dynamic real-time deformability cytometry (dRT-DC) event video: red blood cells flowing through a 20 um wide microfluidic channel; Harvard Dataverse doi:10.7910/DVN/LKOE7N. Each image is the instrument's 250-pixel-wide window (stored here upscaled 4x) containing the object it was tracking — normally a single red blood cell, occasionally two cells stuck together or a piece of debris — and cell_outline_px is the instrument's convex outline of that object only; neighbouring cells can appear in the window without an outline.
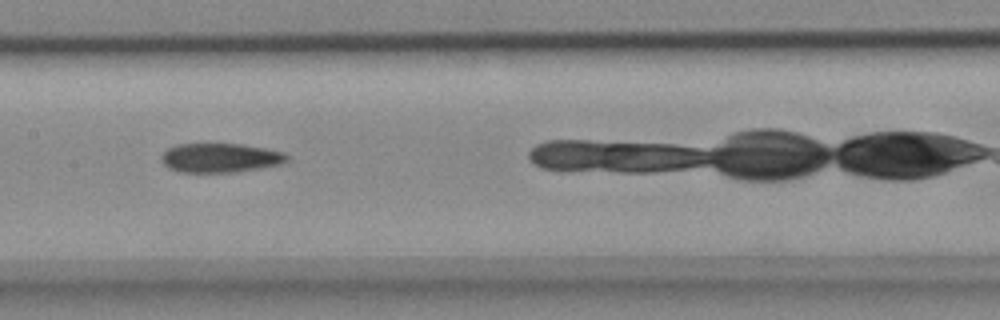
{"species": "common noctule bat (a hibernating species)", "species_latin": "Nyctalus noctula", "temperature_condition": "cold", "stored_images_in_passage": 37, "camera_frame_rate_fps": 3000, "um_per_image_px": 0.085, "animal": {"sex": "female", "body_mass_g": 18.4}, "frame": {"image": 1, "passage_image": 20, "time_ms": 6.333, "image_size_px": [1000, 320], "cell_outline_px": [[292, 160], [284, 164], [236, 172], [180, 172], [168, 168], [160, 160], [160, 156], [168, 148], [176, 144], [240, 144], [264, 148], [284, 152], [292, 156]], "centroid_in_image_um": [18.78, 13.42], "position_along_channel_um": 188.6, "area_um2": 21.73}}
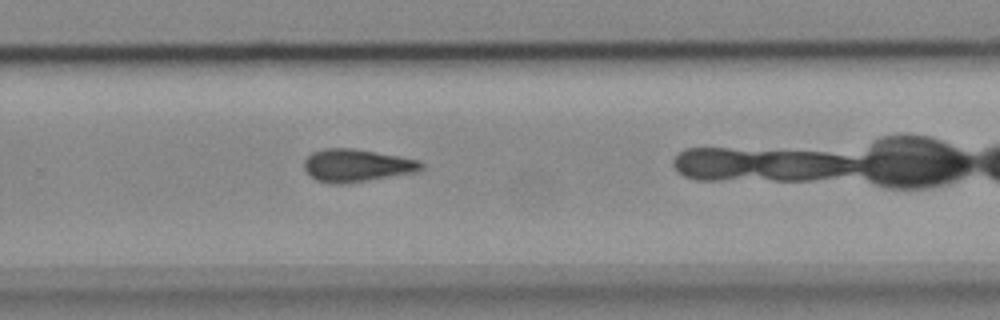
{"frame": {"image": 2, "passage_image": 29, "time_ms": 9.333, "image_size_px": [1000, 320], "cell_outline_px": [[424, 168], [420, 172], [368, 180], [340, 184], [332, 184], [316, 180], [304, 168], [304, 160], [312, 152], [324, 148], [352, 148], [420, 160], [424, 164]], "centroid_in_image_um": [30.35, 14.06], "position_along_channel_um": 299.4, "area_um2": 22.31}}
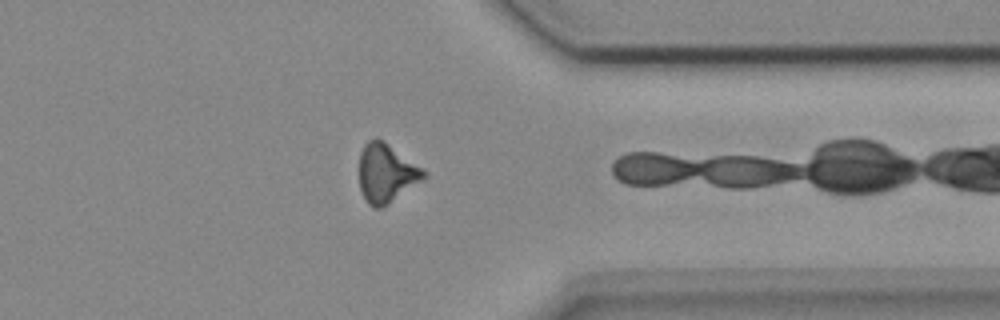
{"frame": {"image": 3, "passage_image": 36, "time_ms": 11.667, "image_size_px": [1000, 320], "cell_outline_px": [[428, 176], [424, 180], [388, 204], [380, 208], [372, 208], [368, 204], [360, 188], [360, 152], [364, 144], [368, 140], [376, 136], [384, 140], [424, 168], [428, 172]], "centroid_in_image_um": [32.88, 14.69], "position_along_channel_um": 378.5, "area_um2": 22.54}}